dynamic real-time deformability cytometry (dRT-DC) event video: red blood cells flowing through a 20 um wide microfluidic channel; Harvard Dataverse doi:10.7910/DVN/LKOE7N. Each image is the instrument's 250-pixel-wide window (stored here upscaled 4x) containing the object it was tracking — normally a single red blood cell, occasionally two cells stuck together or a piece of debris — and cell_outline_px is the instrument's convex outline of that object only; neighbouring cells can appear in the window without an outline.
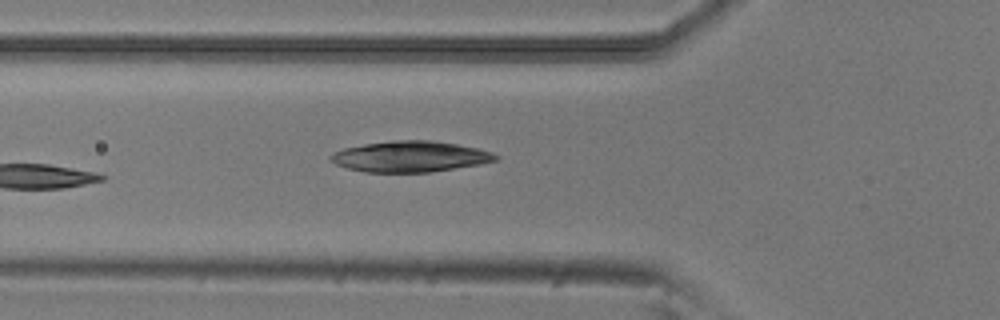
{"species": "common noctule bat (a hibernating species)", "species_latin": "Nyctalus noctula", "temperature_condition": "room temperature", "stored_images_in_passage": 5, "camera_frame_rate_fps": 3000, "um_per_image_px": 0.085, "animal": {"sex": "male", "body_mass_g": 20.5, "forearm_length_mm": 52.5}, "frame": {"image": 1, "passage_image": 5, "time_ms": 1.333, "image_size_px": [1000, 320], "cell_outline_px": [[500, 156], [496, 160], [480, 164], [428, 172], [364, 172], [348, 168], [336, 164], [328, 160], [328, 156], [332, 152], [344, 148], [364, 144], [392, 140], [432, 140], [456, 144], [476, 148], [492, 152]], "centroid_in_image_um": [34.82, 13.3], "position_along_channel_um": 91.0, "area_um2": 29.65}}